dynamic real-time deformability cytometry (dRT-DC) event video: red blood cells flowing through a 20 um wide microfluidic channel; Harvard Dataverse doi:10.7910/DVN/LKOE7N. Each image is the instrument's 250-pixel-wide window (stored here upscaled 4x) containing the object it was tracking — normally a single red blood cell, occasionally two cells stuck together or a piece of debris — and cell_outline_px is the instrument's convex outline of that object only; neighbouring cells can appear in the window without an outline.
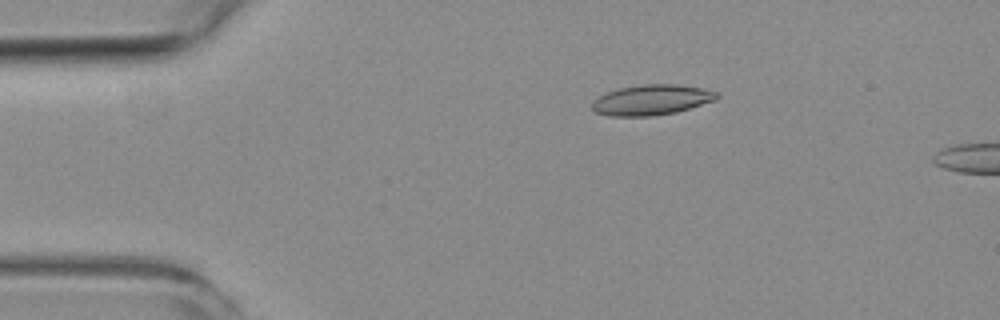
{"species": "common noctule bat (a hibernating species)", "species_latin": "Nyctalus noctula", "temperature_condition": "room temperature", "stored_images_in_passage": 4, "camera_frame_rate_fps": 3000, "um_per_image_px": 0.085, "animal": {"sex": "female", "body_mass_g": 19.3, "forearm_length_mm": 54.1}, "frame": {"image": 1, "passage_image": 3, "time_ms": 2.667, "image_size_px": [1000, 320], "cell_outline_px": [[720, 96], [716, 100], [676, 112], [652, 116], [608, 116], [596, 112], [592, 108], [592, 100], [608, 92], [620, 88], [640, 84], [676, 84], [704, 88], [720, 92]], "centroid_in_image_um": [55.42, 8.48], "position_along_channel_um": 29.6, "area_um2": 22.2}}